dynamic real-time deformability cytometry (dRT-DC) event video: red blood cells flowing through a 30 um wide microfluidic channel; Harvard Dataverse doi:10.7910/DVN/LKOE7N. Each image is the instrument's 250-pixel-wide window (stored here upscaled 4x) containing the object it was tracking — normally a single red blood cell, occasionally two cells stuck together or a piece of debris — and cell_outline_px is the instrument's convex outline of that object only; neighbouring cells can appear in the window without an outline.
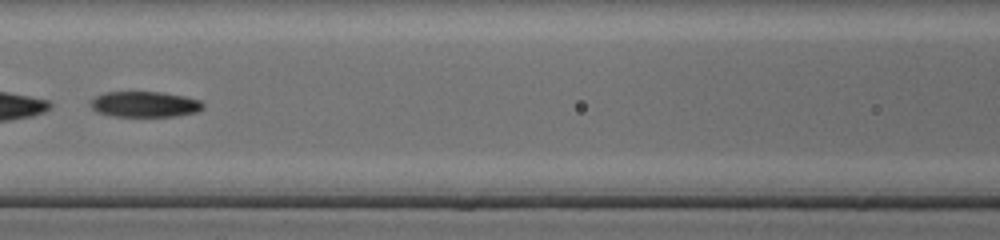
{"species": "common noctule bat (a hibernating species)", "species_latin": "Nyctalus noctula", "temperature_condition": "cold", "stored_images_in_passage": 48, "segment_of_instrument_passage": [2, 2], "camera_frame_rate_fps": 3000, "um_per_image_px": 0.085, "animal": {"sex": "female", "body_mass_g": 17.0, "forearm_length_mm": 48.0}, "frame": {"image": 1, "passage_image": 22, "time_ms": 7.0, "image_size_px": [1000, 240], "cell_outline_px": [[204, 108], [196, 112], [176, 116], [112, 116], [96, 112], [88, 104], [96, 96], [104, 92], [160, 92], [184, 96], [200, 100], [204, 104]], "centroid_in_image_um": [12.29, 8.86], "position_along_channel_um": 154.3, "area_um2": 16.88}}